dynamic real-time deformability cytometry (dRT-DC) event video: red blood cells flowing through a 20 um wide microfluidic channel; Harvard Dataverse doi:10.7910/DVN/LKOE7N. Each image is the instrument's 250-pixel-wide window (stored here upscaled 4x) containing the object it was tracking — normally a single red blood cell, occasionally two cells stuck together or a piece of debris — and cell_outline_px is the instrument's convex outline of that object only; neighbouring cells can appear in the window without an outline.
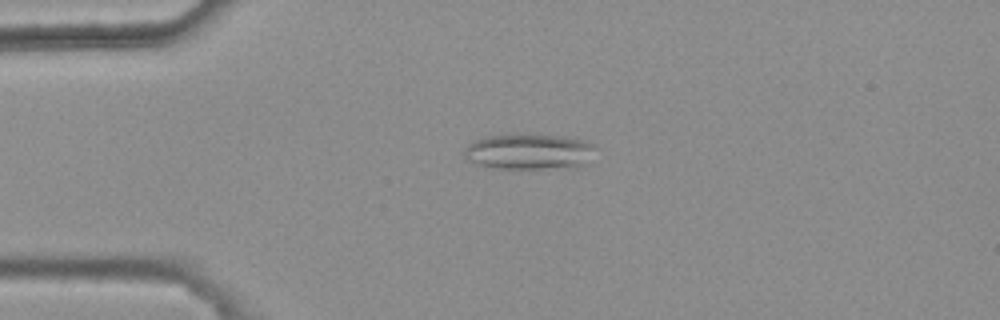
{"species": "common noctule bat (a hibernating species)", "species_latin": "Nyctalus noctula", "temperature_condition": "warm", "stored_images_in_passage": 9, "camera_frame_rate_fps": 3000, "um_per_image_px": 0.085, "animal": {"sex": "female", "body_mass_g": 25.1}, "frame": {"image": 1, "passage_image": 4, "time_ms": 1.0, "image_size_px": [1000, 320], "cell_outline_px": [[592, 148], [580, 164], [572, 168], [496, 168], [480, 164], [468, 160], [464, 156], [464, 148], [468, 144], [476, 140], [488, 136], [508, 132], [564, 136], [584, 140], [592, 144]], "centroid_in_image_um": [44.85, 12.84], "position_along_channel_um": 40.1, "area_um2": 27.05}}
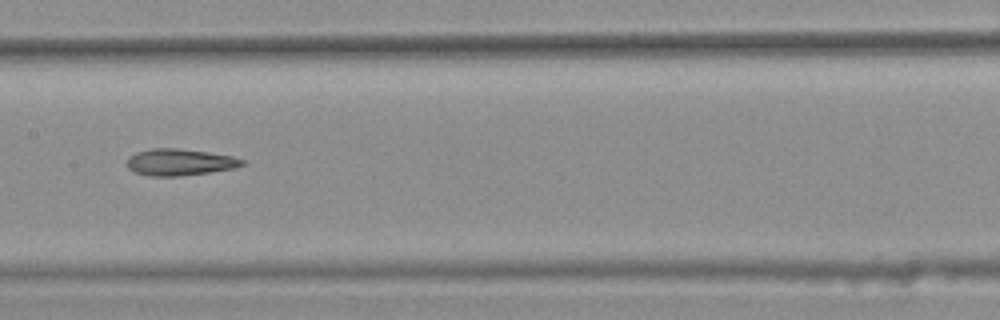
{"frame": {"image": 2, "passage_image": 8, "time_ms": 2.333, "image_size_px": [1000, 320], "cell_outline_px": [[248, 164], [236, 168], [180, 176], [152, 176], [132, 172], [128, 168], [128, 156], [136, 152], [152, 148], [176, 148], [208, 152], [232, 156], [244, 160]], "centroid_in_image_um": [15.29, 13.78], "position_along_channel_um": 192.1, "area_um2": 17.98}}
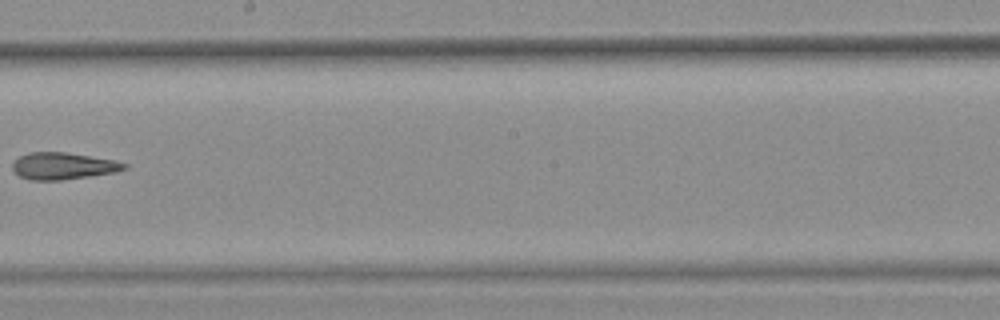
{"frame": {"image": 3, "passage_image": 9, "time_ms": 2.667, "image_size_px": [1000, 320], "cell_outline_px": [[128, 168], [116, 172], [60, 180], [28, 180], [20, 176], [12, 168], [12, 164], [20, 156], [28, 152], [64, 152], [112, 160], [128, 164]], "centroid_in_image_um": [5.35, 14.11], "position_along_channel_um": 242.9, "area_um2": 17.28}}